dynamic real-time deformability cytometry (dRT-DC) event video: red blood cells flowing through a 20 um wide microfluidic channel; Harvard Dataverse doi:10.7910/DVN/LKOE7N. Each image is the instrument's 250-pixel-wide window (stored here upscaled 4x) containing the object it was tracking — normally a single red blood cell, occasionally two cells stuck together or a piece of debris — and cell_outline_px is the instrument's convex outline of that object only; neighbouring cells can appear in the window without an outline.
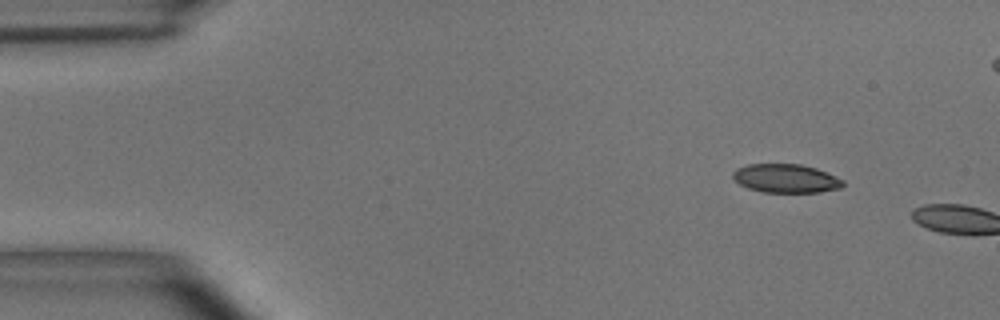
{"species": "common noctule bat (a hibernating species)", "species_latin": "Nyctalus noctula", "temperature_condition": "room temperature", "stored_images_in_passage": 3, "camera_frame_rate_fps": 3000, "um_per_image_px": 0.085, "animal": {"sex": "male", "body_mass_g": 15.6}, "frame": {"image": 1, "passage_image": 1, "time_ms": 0.0, "image_size_px": [1000, 320], "cell_outline_px": [[844, 184], [840, 188], [820, 192], [760, 192], [748, 188], [740, 184], [732, 176], [732, 172], [736, 168], [748, 164], [800, 164], [816, 168], [836, 176], [844, 180]], "centroid_in_image_um": [66.8, 15.16], "position_along_channel_um": 18.2, "area_um2": 18.44}}